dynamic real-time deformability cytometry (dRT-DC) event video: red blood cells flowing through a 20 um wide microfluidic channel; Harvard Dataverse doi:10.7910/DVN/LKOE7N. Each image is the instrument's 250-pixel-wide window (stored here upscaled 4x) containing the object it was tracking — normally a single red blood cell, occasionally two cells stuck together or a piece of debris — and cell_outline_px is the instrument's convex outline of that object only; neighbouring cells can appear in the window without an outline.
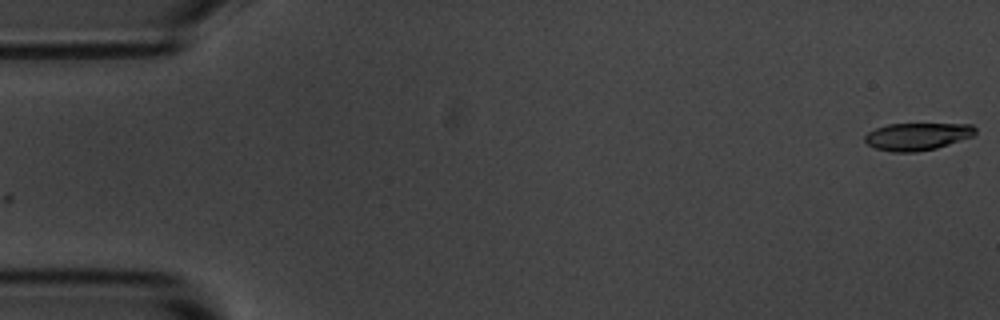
{"species": "common noctule bat (a hibernating species)", "species_latin": "Nyctalus noctula", "temperature_condition": "room temperature", "stored_images_in_passage": 56, "camera_frame_rate_fps": 3000, "um_per_image_px": 0.085, "animal": {"sex": "male", "body_mass_g": 20.1, "forearm_length_mm": 53.5}, "frame": {"image": 1, "passage_image": 1, "time_ms": 0.0, "image_size_px": [1000, 320], "cell_outline_px": [[976, 132], [972, 136], [936, 148], [916, 152], [892, 152], [876, 148], [868, 144], [864, 140], [864, 136], [868, 132], [876, 128], [888, 124], [972, 124], [976, 128]], "centroid_in_image_um": [77.95, 11.59], "position_along_channel_um": 7.0, "area_um2": 17.51}}
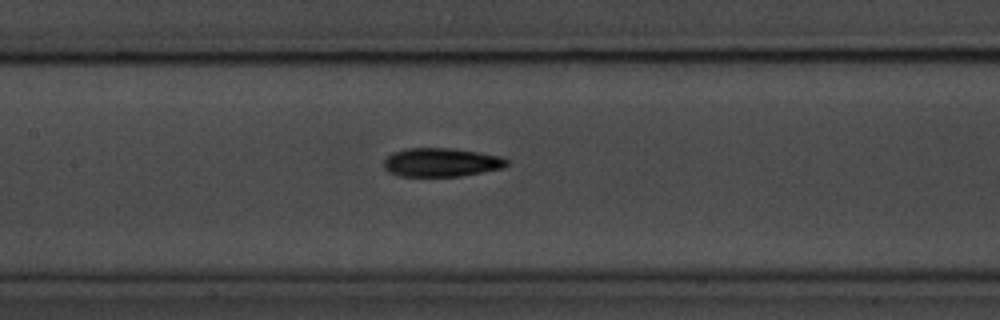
{"frame": {"image": 2, "passage_image": 26, "time_ms": 8.333, "image_size_px": [1000, 320], "cell_outline_px": [[508, 164], [504, 168], [460, 176], [396, 176], [388, 172], [384, 168], [384, 160], [392, 152], [408, 148], [452, 148], [480, 152], [504, 156], [508, 160]], "centroid_in_image_um": [37.53, 13.79], "position_along_channel_um": 169.9, "area_um2": 20.81}}
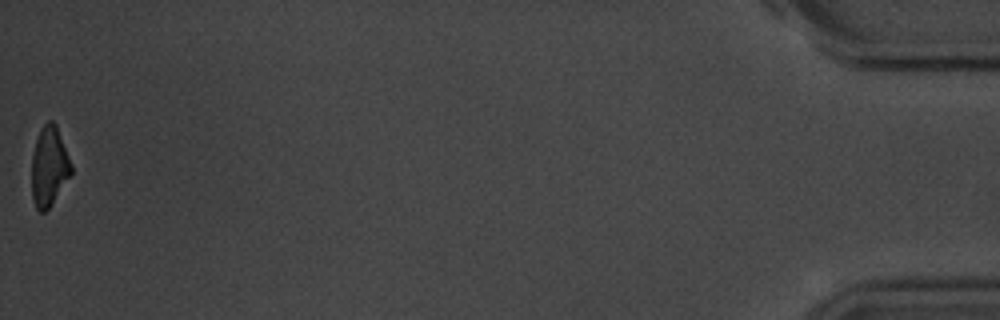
{"frame": {"image": 3, "passage_image": 56, "time_ms": 18.333, "image_size_px": [1000, 320], "cell_outline_px": [[72, 172], [48, 208], [44, 212], [40, 212], [36, 208], [32, 200], [32, 156], [36, 140], [44, 124], [48, 120], [52, 120], [56, 124], [72, 164]], "centroid_in_image_um": [4.17, 14.14], "position_along_channel_um": 431.0, "area_um2": 18.03}, "authors_computed_cell_mechanics": {"area_um2": 19.8832, "velocity_mm_per_s": 3.5982, "shape_relaxation_time_tau1_ms": 3.1902, "shape_relaxation_time_tau2_ms": 3.0331, "deformation_change_tau1": 0.1532, "deformation_change_tau2": 0.107}}